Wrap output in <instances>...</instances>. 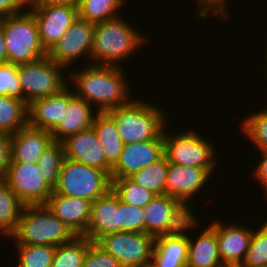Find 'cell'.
<instances>
[{"label": "cell", "mask_w": 267, "mask_h": 267, "mask_svg": "<svg viewBox=\"0 0 267 267\" xmlns=\"http://www.w3.org/2000/svg\"><path fill=\"white\" fill-rule=\"evenodd\" d=\"M74 71L76 72L68 74L76 87L74 93L91 106L95 104L96 112H107L132 100L128 98L129 84L127 85L128 80L125 79L122 67L89 63L80 71Z\"/></svg>", "instance_id": "obj_1"}, {"label": "cell", "mask_w": 267, "mask_h": 267, "mask_svg": "<svg viewBox=\"0 0 267 267\" xmlns=\"http://www.w3.org/2000/svg\"><path fill=\"white\" fill-rule=\"evenodd\" d=\"M144 36L122 17L96 23L90 49L91 64L121 66L118 63L123 58L130 57L129 54L146 42Z\"/></svg>", "instance_id": "obj_2"}, {"label": "cell", "mask_w": 267, "mask_h": 267, "mask_svg": "<svg viewBox=\"0 0 267 267\" xmlns=\"http://www.w3.org/2000/svg\"><path fill=\"white\" fill-rule=\"evenodd\" d=\"M160 106L142 100L108 110L106 113L114 120L117 131L124 145L148 140H163L166 127L165 112Z\"/></svg>", "instance_id": "obj_3"}, {"label": "cell", "mask_w": 267, "mask_h": 267, "mask_svg": "<svg viewBox=\"0 0 267 267\" xmlns=\"http://www.w3.org/2000/svg\"><path fill=\"white\" fill-rule=\"evenodd\" d=\"M77 235L46 204L24 205L16 230L9 236L17 245L59 246Z\"/></svg>", "instance_id": "obj_4"}, {"label": "cell", "mask_w": 267, "mask_h": 267, "mask_svg": "<svg viewBox=\"0 0 267 267\" xmlns=\"http://www.w3.org/2000/svg\"><path fill=\"white\" fill-rule=\"evenodd\" d=\"M7 49V63L21 65L47 56L40 41L36 18L30 10L0 19Z\"/></svg>", "instance_id": "obj_5"}, {"label": "cell", "mask_w": 267, "mask_h": 267, "mask_svg": "<svg viewBox=\"0 0 267 267\" xmlns=\"http://www.w3.org/2000/svg\"><path fill=\"white\" fill-rule=\"evenodd\" d=\"M112 188L110 175L100 169L65 158L54 192L93 202Z\"/></svg>", "instance_id": "obj_6"}, {"label": "cell", "mask_w": 267, "mask_h": 267, "mask_svg": "<svg viewBox=\"0 0 267 267\" xmlns=\"http://www.w3.org/2000/svg\"><path fill=\"white\" fill-rule=\"evenodd\" d=\"M163 130L164 156L169 163L205 169L210 175L216 168L214 145L198 132L175 134Z\"/></svg>", "instance_id": "obj_7"}, {"label": "cell", "mask_w": 267, "mask_h": 267, "mask_svg": "<svg viewBox=\"0 0 267 267\" xmlns=\"http://www.w3.org/2000/svg\"><path fill=\"white\" fill-rule=\"evenodd\" d=\"M62 70L65 67L56 64L47 56L37 61L17 65L22 100L28 105L40 98L60 92L68 84Z\"/></svg>", "instance_id": "obj_8"}, {"label": "cell", "mask_w": 267, "mask_h": 267, "mask_svg": "<svg viewBox=\"0 0 267 267\" xmlns=\"http://www.w3.org/2000/svg\"><path fill=\"white\" fill-rule=\"evenodd\" d=\"M96 243L122 267H146L152 261L155 237L148 233L121 231L107 234Z\"/></svg>", "instance_id": "obj_9"}, {"label": "cell", "mask_w": 267, "mask_h": 267, "mask_svg": "<svg viewBox=\"0 0 267 267\" xmlns=\"http://www.w3.org/2000/svg\"><path fill=\"white\" fill-rule=\"evenodd\" d=\"M145 233L154 237L173 234L184 229L194 216L177 198L167 194L155 196L144 208Z\"/></svg>", "instance_id": "obj_10"}, {"label": "cell", "mask_w": 267, "mask_h": 267, "mask_svg": "<svg viewBox=\"0 0 267 267\" xmlns=\"http://www.w3.org/2000/svg\"><path fill=\"white\" fill-rule=\"evenodd\" d=\"M4 180L24 205L46 204L53 193L37 163H10Z\"/></svg>", "instance_id": "obj_11"}, {"label": "cell", "mask_w": 267, "mask_h": 267, "mask_svg": "<svg viewBox=\"0 0 267 267\" xmlns=\"http://www.w3.org/2000/svg\"><path fill=\"white\" fill-rule=\"evenodd\" d=\"M94 31L95 23L78 17L64 36L48 49L47 57L65 68L71 67L70 64L79 58L83 59L85 54L91 62L90 49Z\"/></svg>", "instance_id": "obj_12"}, {"label": "cell", "mask_w": 267, "mask_h": 267, "mask_svg": "<svg viewBox=\"0 0 267 267\" xmlns=\"http://www.w3.org/2000/svg\"><path fill=\"white\" fill-rule=\"evenodd\" d=\"M30 11L36 18L40 41L47 51L79 17L77 6L71 5L30 7Z\"/></svg>", "instance_id": "obj_13"}, {"label": "cell", "mask_w": 267, "mask_h": 267, "mask_svg": "<svg viewBox=\"0 0 267 267\" xmlns=\"http://www.w3.org/2000/svg\"><path fill=\"white\" fill-rule=\"evenodd\" d=\"M209 226L216 232L219 256L225 267H240L245 259L253 230L243 225H225L214 220Z\"/></svg>", "instance_id": "obj_14"}, {"label": "cell", "mask_w": 267, "mask_h": 267, "mask_svg": "<svg viewBox=\"0 0 267 267\" xmlns=\"http://www.w3.org/2000/svg\"><path fill=\"white\" fill-rule=\"evenodd\" d=\"M197 220L194 215L183 230L155 237L151 261L155 267H187L189 234L186 232L200 225Z\"/></svg>", "instance_id": "obj_15"}, {"label": "cell", "mask_w": 267, "mask_h": 267, "mask_svg": "<svg viewBox=\"0 0 267 267\" xmlns=\"http://www.w3.org/2000/svg\"><path fill=\"white\" fill-rule=\"evenodd\" d=\"M61 142L65 158L100 169L111 176L112 167L107 163L99 138L92 127L67 136Z\"/></svg>", "instance_id": "obj_16"}, {"label": "cell", "mask_w": 267, "mask_h": 267, "mask_svg": "<svg viewBox=\"0 0 267 267\" xmlns=\"http://www.w3.org/2000/svg\"><path fill=\"white\" fill-rule=\"evenodd\" d=\"M164 156L163 140H148L126 144L119 160L112 168L111 178L129 177L144 167L157 162Z\"/></svg>", "instance_id": "obj_17"}, {"label": "cell", "mask_w": 267, "mask_h": 267, "mask_svg": "<svg viewBox=\"0 0 267 267\" xmlns=\"http://www.w3.org/2000/svg\"><path fill=\"white\" fill-rule=\"evenodd\" d=\"M211 175L205 170L197 167L182 166L169 163L166 180V194L177 198L188 209L194 211L189 205L195 194L204 189ZM190 203V204H189Z\"/></svg>", "instance_id": "obj_18"}, {"label": "cell", "mask_w": 267, "mask_h": 267, "mask_svg": "<svg viewBox=\"0 0 267 267\" xmlns=\"http://www.w3.org/2000/svg\"><path fill=\"white\" fill-rule=\"evenodd\" d=\"M70 87L67 85L56 94L32 101L28 105V126L52 132L64 119Z\"/></svg>", "instance_id": "obj_19"}, {"label": "cell", "mask_w": 267, "mask_h": 267, "mask_svg": "<svg viewBox=\"0 0 267 267\" xmlns=\"http://www.w3.org/2000/svg\"><path fill=\"white\" fill-rule=\"evenodd\" d=\"M119 224V197L111 189L91 203L90 219L84 236L91 242H97L107 234L119 232Z\"/></svg>", "instance_id": "obj_20"}, {"label": "cell", "mask_w": 267, "mask_h": 267, "mask_svg": "<svg viewBox=\"0 0 267 267\" xmlns=\"http://www.w3.org/2000/svg\"><path fill=\"white\" fill-rule=\"evenodd\" d=\"M91 201L84 198L53 193L46 205L77 236H84L90 219Z\"/></svg>", "instance_id": "obj_21"}, {"label": "cell", "mask_w": 267, "mask_h": 267, "mask_svg": "<svg viewBox=\"0 0 267 267\" xmlns=\"http://www.w3.org/2000/svg\"><path fill=\"white\" fill-rule=\"evenodd\" d=\"M51 132L29 126L10 135V163H37L44 150L53 142Z\"/></svg>", "instance_id": "obj_22"}, {"label": "cell", "mask_w": 267, "mask_h": 267, "mask_svg": "<svg viewBox=\"0 0 267 267\" xmlns=\"http://www.w3.org/2000/svg\"><path fill=\"white\" fill-rule=\"evenodd\" d=\"M69 89V102L62 122L51 132L53 140L62 141L67 136L92 127L96 114L92 106ZM91 107V108H90Z\"/></svg>", "instance_id": "obj_23"}, {"label": "cell", "mask_w": 267, "mask_h": 267, "mask_svg": "<svg viewBox=\"0 0 267 267\" xmlns=\"http://www.w3.org/2000/svg\"><path fill=\"white\" fill-rule=\"evenodd\" d=\"M203 228L197 239L189 236L187 267H225L219 256L216 232L209 225Z\"/></svg>", "instance_id": "obj_24"}, {"label": "cell", "mask_w": 267, "mask_h": 267, "mask_svg": "<svg viewBox=\"0 0 267 267\" xmlns=\"http://www.w3.org/2000/svg\"><path fill=\"white\" fill-rule=\"evenodd\" d=\"M92 128L99 138L107 163L113 168L124 147L114 120L106 112H96Z\"/></svg>", "instance_id": "obj_25"}, {"label": "cell", "mask_w": 267, "mask_h": 267, "mask_svg": "<svg viewBox=\"0 0 267 267\" xmlns=\"http://www.w3.org/2000/svg\"><path fill=\"white\" fill-rule=\"evenodd\" d=\"M28 126V104L14 96H0V133L15 134Z\"/></svg>", "instance_id": "obj_26"}, {"label": "cell", "mask_w": 267, "mask_h": 267, "mask_svg": "<svg viewBox=\"0 0 267 267\" xmlns=\"http://www.w3.org/2000/svg\"><path fill=\"white\" fill-rule=\"evenodd\" d=\"M24 204L10 185L0 179V233L7 238L16 230Z\"/></svg>", "instance_id": "obj_27"}, {"label": "cell", "mask_w": 267, "mask_h": 267, "mask_svg": "<svg viewBox=\"0 0 267 267\" xmlns=\"http://www.w3.org/2000/svg\"><path fill=\"white\" fill-rule=\"evenodd\" d=\"M126 0H79L78 15L90 23H99L115 19ZM117 11V12H116Z\"/></svg>", "instance_id": "obj_28"}, {"label": "cell", "mask_w": 267, "mask_h": 267, "mask_svg": "<svg viewBox=\"0 0 267 267\" xmlns=\"http://www.w3.org/2000/svg\"><path fill=\"white\" fill-rule=\"evenodd\" d=\"M168 168L169 162L167 158L163 156L157 162L144 167L129 177L154 194L165 195Z\"/></svg>", "instance_id": "obj_29"}, {"label": "cell", "mask_w": 267, "mask_h": 267, "mask_svg": "<svg viewBox=\"0 0 267 267\" xmlns=\"http://www.w3.org/2000/svg\"><path fill=\"white\" fill-rule=\"evenodd\" d=\"M91 243L85 236H76L70 242L56 246L52 267H82Z\"/></svg>", "instance_id": "obj_30"}, {"label": "cell", "mask_w": 267, "mask_h": 267, "mask_svg": "<svg viewBox=\"0 0 267 267\" xmlns=\"http://www.w3.org/2000/svg\"><path fill=\"white\" fill-rule=\"evenodd\" d=\"M64 159L65 154L62 142L54 140L37 161L44 180L53 190L58 185Z\"/></svg>", "instance_id": "obj_31"}, {"label": "cell", "mask_w": 267, "mask_h": 267, "mask_svg": "<svg viewBox=\"0 0 267 267\" xmlns=\"http://www.w3.org/2000/svg\"><path fill=\"white\" fill-rule=\"evenodd\" d=\"M112 190L126 204L144 208L155 196L153 192L140 186L130 177L111 178Z\"/></svg>", "instance_id": "obj_32"}, {"label": "cell", "mask_w": 267, "mask_h": 267, "mask_svg": "<svg viewBox=\"0 0 267 267\" xmlns=\"http://www.w3.org/2000/svg\"><path fill=\"white\" fill-rule=\"evenodd\" d=\"M18 267H52L56 246L17 245Z\"/></svg>", "instance_id": "obj_33"}, {"label": "cell", "mask_w": 267, "mask_h": 267, "mask_svg": "<svg viewBox=\"0 0 267 267\" xmlns=\"http://www.w3.org/2000/svg\"><path fill=\"white\" fill-rule=\"evenodd\" d=\"M267 108V107H266ZM251 113L242 121L241 132L250 139L260 151H267V109Z\"/></svg>", "instance_id": "obj_34"}, {"label": "cell", "mask_w": 267, "mask_h": 267, "mask_svg": "<svg viewBox=\"0 0 267 267\" xmlns=\"http://www.w3.org/2000/svg\"><path fill=\"white\" fill-rule=\"evenodd\" d=\"M259 227L253 231L248 251L240 267L267 265V220Z\"/></svg>", "instance_id": "obj_35"}, {"label": "cell", "mask_w": 267, "mask_h": 267, "mask_svg": "<svg viewBox=\"0 0 267 267\" xmlns=\"http://www.w3.org/2000/svg\"><path fill=\"white\" fill-rule=\"evenodd\" d=\"M119 232L145 233V219L142 207L133 206L122 202L119 198Z\"/></svg>", "instance_id": "obj_36"}, {"label": "cell", "mask_w": 267, "mask_h": 267, "mask_svg": "<svg viewBox=\"0 0 267 267\" xmlns=\"http://www.w3.org/2000/svg\"><path fill=\"white\" fill-rule=\"evenodd\" d=\"M0 96H14L22 99L17 65L0 63Z\"/></svg>", "instance_id": "obj_37"}, {"label": "cell", "mask_w": 267, "mask_h": 267, "mask_svg": "<svg viewBox=\"0 0 267 267\" xmlns=\"http://www.w3.org/2000/svg\"><path fill=\"white\" fill-rule=\"evenodd\" d=\"M82 267H122L119 261L96 242L89 245Z\"/></svg>", "instance_id": "obj_38"}, {"label": "cell", "mask_w": 267, "mask_h": 267, "mask_svg": "<svg viewBox=\"0 0 267 267\" xmlns=\"http://www.w3.org/2000/svg\"><path fill=\"white\" fill-rule=\"evenodd\" d=\"M199 2V8L197 16L204 21L209 15H219L224 19L228 17V7H226L227 0H197ZM201 5V6H200Z\"/></svg>", "instance_id": "obj_39"}, {"label": "cell", "mask_w": 267, "mask_h": 267, "mask_svg": "<svg viewBox=\"0 0 267 267\" xmlns=\"http://www.w3.org/2000/svg\"><path fill=\"white\" fill-rule=\"evenodd\" d=\"M10 135L0 133V179H4L10 164Z\"/></svg>", "instance_id": "obj_40"}, {"label": "cell", "mask_w": 267, "mask_h": 267, "mask_svg": "<svg viewBox=\"0 0 267 267\" xmlns=\"http://www.w3.org/2000/svg\"><path fill=\"white\" fill-rule=\"evenodd\" d=\"M27 5L28 0H0V19L24 12Z\"/></svg>", "instance_id": "obj_41"}, {"label": "cell", "mask_w": 267, "mask_h": 267, "mask_svg": "<svg viewBox=\"0 0 267 267\" xmlns=\"http://www.w3.org/2000/svg\"><path fill=\"white\" fill-rule=\"evenodd\" d=\"M260 155H262V160H260L258 165L254 167L253 170V179H257L256 181L263 187L264 191H266L265 195H267V151H260Z\"/></svg>", "instance_id": "obj_42"}, {"label": "cell", "mask_w": 267, "mask_h": 267, "mask_svg": "<svg viewBox=\"0 0 267 267\" xmlns=\"http://www.w3.org/2000/svg\"><path fill=\"white\" fill-rule=\"evenodd\" d=\"M78 3L79 0H28V7H47L55 5L78 6Z\"/></svg>", "instance_id": "obj_43"}, {"label": "cell", "mask_w": 267, "mask_h": 267, "mask_svg": "<svg viewBox=\"0 0 267 267\" xmlns=\"http://www.w3.org/2000/svg\"><path fill=\"white\" fill-rule=\"evenodd\" d=\"M0 63H7V49L3 29L0 26Z\"/></svg>", "instance_id": "obj_44"}, {"label": "cell", "mask_w": 267, "mask_h": 267, "mask_svg": "<svg viewBox=\"0 0 267 267\" xmlns=\"http://www.w3.org/2000/svg\"><path fill=\"white\" fill-rule=\"evenodd\" d=\"M266 40H267V39H266ZM265 50H266V51H265L266 54H264V55H266V60H265V61H266V67H267V42H266V49H265ZM266 71H267V69H266Z\"/></svg>", "instance_id": "obj_45"}, {"label": "cell", "mask_w": 267, "mask_h": 267, "mask_svg": "<svg viewBox=\"0 0 267 267\" xmlns=\"http://www.w3.org/2000/svg\"><path fill=\"white\" fill-rule=\"evenodd\" d=\"M146 267H155V266L152 263H150Z\"/></svg>", "instance_id": "obj_46"}, {"label": "cell", "mask_w": 267, "mask_h": 267, "mask_svg": "<svg viewBox=\"0 0 267 267\" xmlns=\"http://www.w3.org/2000/svg\"><path fill=\"white\" fill-rule=\"evenodd\" d=\"M255 267H267V265L255 266Z\"/></svg>", "instance_id": "obj_47"}]
</instances>
